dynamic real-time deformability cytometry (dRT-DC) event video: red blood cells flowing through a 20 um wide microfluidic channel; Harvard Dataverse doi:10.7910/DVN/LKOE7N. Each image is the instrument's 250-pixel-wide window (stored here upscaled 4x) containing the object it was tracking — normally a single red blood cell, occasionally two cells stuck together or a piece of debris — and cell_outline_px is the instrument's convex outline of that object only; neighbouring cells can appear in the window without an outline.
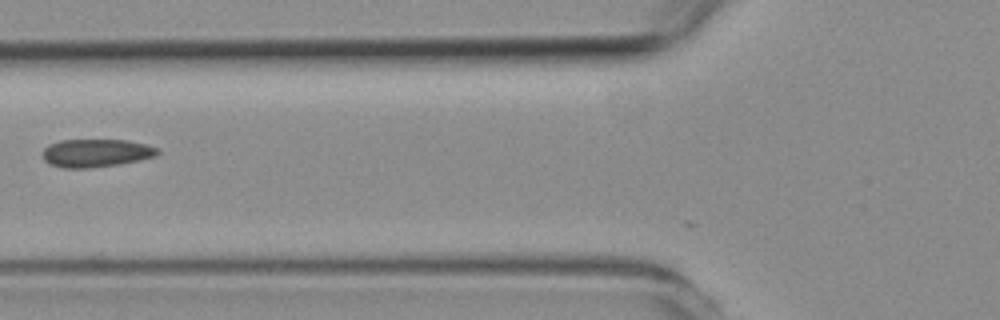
{"species": "common noctule bat (a hibernating species)", "species_latin": "Nyctalus noctula", "temperature_condition": "room temperature", "stored_images_in_passage": 7, "camera_frame_rate_fps": 3000, "um_per_image_px": 0.085, "animal": {"sex": "female", "body_mass_g": 19.3, "forearm_length_mm": 54.1}, "frame": {"image": 1, "passage_image": 3, "time_ms": 2.667, "image_size_px": [1000, 320], "cell_outline_px": [[160, 152], [156, 156], [116, 164], [88, 168], [64, 168], [48, 164], [44, 160], [44, 148], [48, 144], [60, 140], [128, 140], [144, 144], [156, 148]], "centroid_in_image_um": [8.11, 13.0], "position_along_channel_um": 117.7, "area_um2": 18.55}}
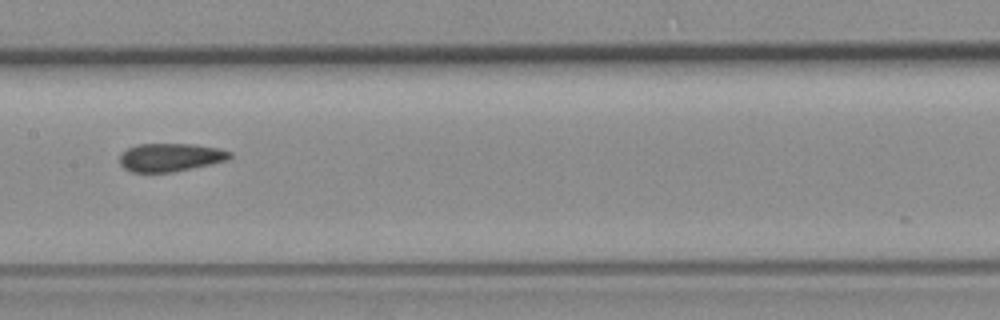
{"frame": {"image": 2, "passage_image": 5, "time_ms": 4.667, "image_size_px": [1000, 320], "cell_outline_px": [[232, 156], [228, 160], [172, 172], [132, 172], [124, 168], [120, 164], [120, 152], [136, 144], [192, 144], [216, 148], [232, 152]], "centroid_in_image_um": [14.44, 13.37], "position_along_channel_um": 193.0, "area_um2": 18.03}}
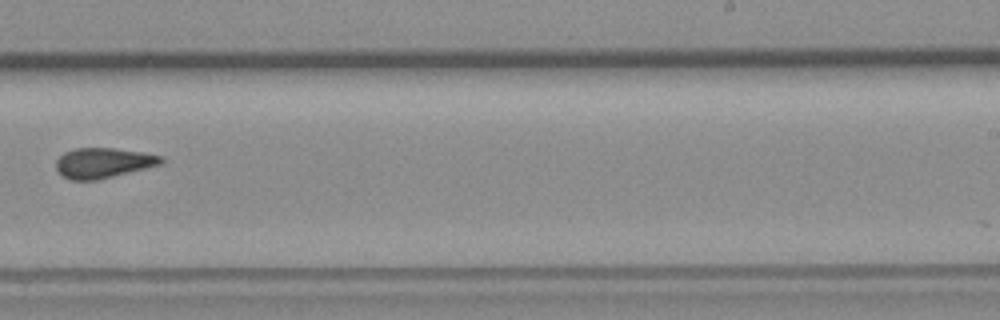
{"frame": {"image": 3, "passage_image": 7, "time_ms": 7.0, "image_size_px": [1000, 320], "cell_outline_px": [[164, 160], [160, 164], [96, 180], [72, 180], [64, 176], [56, 168], [56, 160], [64, 152], [76, 148], [112, 148], [144, 152], [160, 156]], "centroid_in_image_um": [8.74, 13.83], "position_along_channel_um": 280.3, "area_um2": 18.09}}